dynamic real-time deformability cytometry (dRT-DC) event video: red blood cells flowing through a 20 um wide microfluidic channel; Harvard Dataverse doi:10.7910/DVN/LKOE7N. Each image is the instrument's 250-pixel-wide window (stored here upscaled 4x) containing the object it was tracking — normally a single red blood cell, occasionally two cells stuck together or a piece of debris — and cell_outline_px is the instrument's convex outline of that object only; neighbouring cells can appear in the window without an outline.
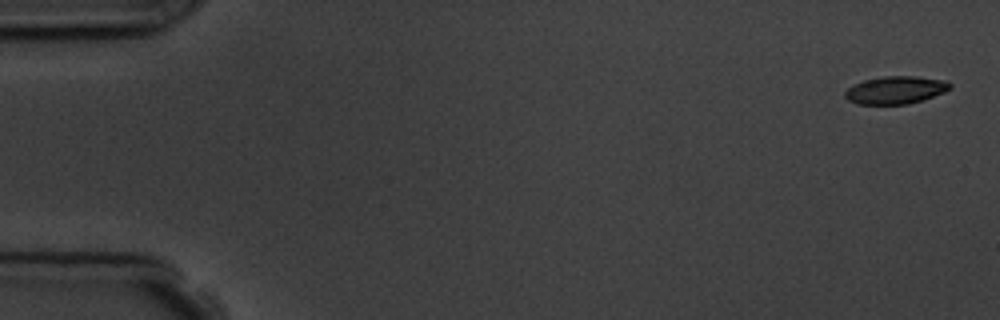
{"species": "common noctule bat (a hibernating species)", "species_latin": "Nyctalus noctula", "temperature_condition": "room temperature", "stored_images_in_passage": 5, "camera_frame_rate_fps": 3000, "um_per_image_px": 0.085, "animal": {"sex": "male", "body_mass_g": 19.5, "forearm_length_mm": 54.6}, "frame": {"image": 1, "passage_image": 1, "time_ms": 0.0, "image_size_px": [1000, 320], "cell_outline_px": [[952, 88], [944, 92], [908, 104], [860, 104], [848, 100], [844, 96], [844, 92], [848, 88], [864, 80], [884, 76], [916, 76], [944, 80], [952, 84]], "centroid_in_image_um": [76.13, 7.64], "position_along_channel_um": 8.9, "area_um2": 16.76}}
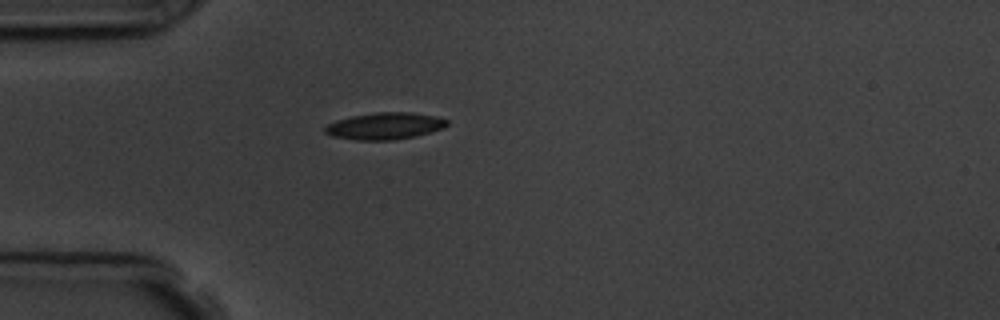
{"frame": {"image": 2, "passage_image": 5, "time_ms": 4.667, "image_size_px": [1000, 320], "cell_outline_px": [[448, 124], [444, 128], [416, 136], [392, 140], [356, 140], [332, 136], [324, 132], [324, 128], [328, 124], [336, 120], [352, 116], [376, 112], [412, 112], [436, 116], [448, 120]], "centroid_in_image_um": [32.72, 10.71], "position_along_channel_um": 52.3, "area_um2": 19.13}}